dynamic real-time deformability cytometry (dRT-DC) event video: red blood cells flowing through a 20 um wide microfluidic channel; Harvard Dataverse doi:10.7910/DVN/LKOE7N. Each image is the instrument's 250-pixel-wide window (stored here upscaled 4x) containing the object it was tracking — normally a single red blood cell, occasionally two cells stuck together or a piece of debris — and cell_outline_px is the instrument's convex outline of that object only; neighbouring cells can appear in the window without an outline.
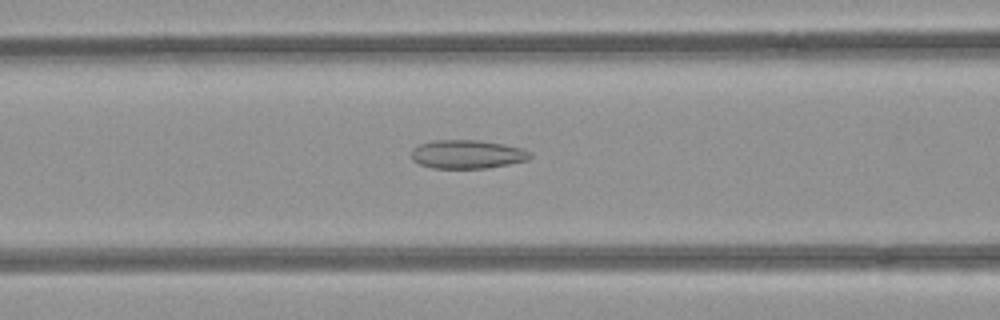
{"species": "common noctule bat (a hibernating species)", "species_latin": "Nyctalus noctula", "temperature_condition": "room temperature", "stored_images_in_passage": 8, "camera_frame_rate_fps": 3000, "um_per_image_px": 0.085, "animal": {"sex": "female", "body_mass_g": 21.9}, "frame": {"image": 1, "passage_image": 6, "time_ms": 1.667, "image_size_px": [1000, 320], "cell_outline_px": [[532, 156], [528, 160], [488, 168], [432, 168], [420, 164], [412, 160], [412, 148], [420, 144], [436, 140], [480, 140], [504, 144], [520, 148], [532, 152]], "centroid_in_image_um": [39.73, 13.11], "position_along_channel_um": 126.9, "area_um2": 19.83}}